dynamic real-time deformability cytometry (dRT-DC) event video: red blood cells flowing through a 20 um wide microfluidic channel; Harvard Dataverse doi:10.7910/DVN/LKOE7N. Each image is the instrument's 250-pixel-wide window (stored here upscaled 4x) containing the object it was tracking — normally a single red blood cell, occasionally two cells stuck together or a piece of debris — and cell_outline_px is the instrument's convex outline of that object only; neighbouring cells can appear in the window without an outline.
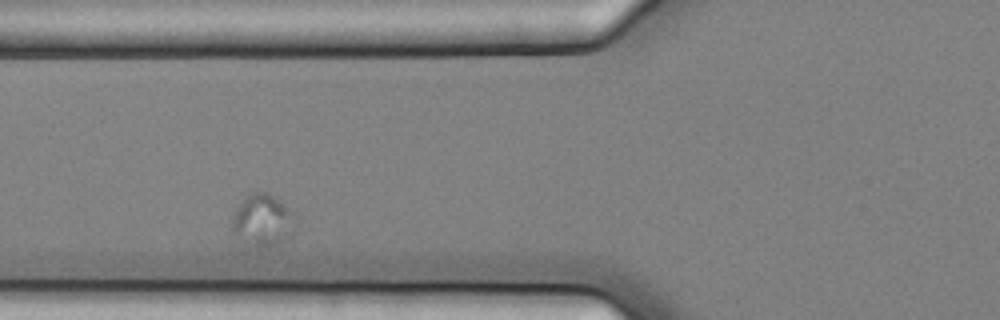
{"species": "common noctule bat (a hibernating species)", "species_latin": "Nyctalus noctula", "temperature_condition": "cold", "stored_images_in_passage": 3, "camera_frame_rate_fps": 3000, "um_per_image_px": 0.085, "animal": {"sex": "female", "body_mass_g": 25.1}, "frame": {"image": 1, "passage_image": 2, "time_ms": 0.333, "image_size_px": [1000, 320], "cell_outline_px": [[296, 232], [292, 236], [284, 240], [260, 248], [256, 248], [232, 232], [232, 212], [252, 192], [268, 192], [296, 212]], "centroid_in_image_um": [22.39, 18.71], "position_along_channel_um": 103.4, "area_um2": 19.36}}
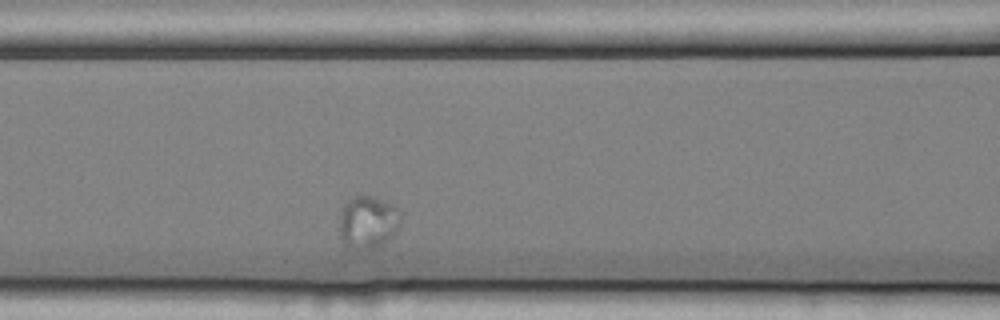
{"frame": {"image": 2, "passage_image": 3, "time_ms": 0.667, "image_size_px": [1000, 320], "cell_outline_px": [[400, 224], [396, 232], [388, 240], [376, 248], [344, 248], [340, 236], [340, 212], [344, 204], [348, 200], [360, 192], [396, 204], [400, 208]], "centroid_in_image_um": [31.28, 18.84], "position_along_channel_um": 135.3, "area_um2": 19.42}}